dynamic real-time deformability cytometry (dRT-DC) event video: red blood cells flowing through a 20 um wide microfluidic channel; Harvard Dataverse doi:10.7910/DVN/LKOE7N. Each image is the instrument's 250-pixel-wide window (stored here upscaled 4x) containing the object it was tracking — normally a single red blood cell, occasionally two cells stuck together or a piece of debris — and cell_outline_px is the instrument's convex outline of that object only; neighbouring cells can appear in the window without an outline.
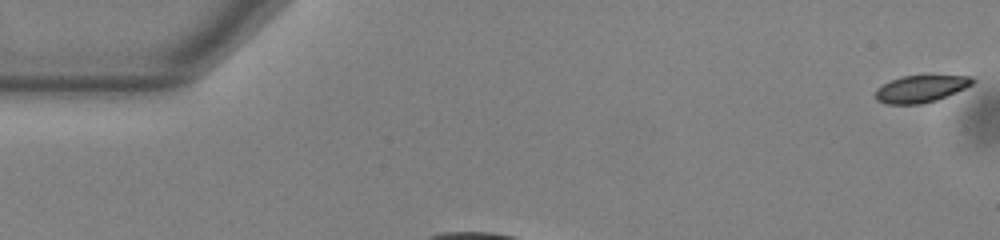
{"species": "common noctule bat (a hibernating species)", "species_latin": "Nyctalus noctula", "temperature_condition": "warm", "stored_images_in_passage": 55, "camera_frame_rate_fps": 3000, "um_per_image_px": 0.085, "animal": {"sex": "male", "body_mass_g": 13.0, "forearm_length_mm": 53.1}, "frame": {"image": 1, "passage_image": 1, "time_ms": 0.0, "image_size_px": [1000, 240], "cell_outline_px": [[976, 80], [972, 84], [964, 88], [936, 100], [920, 104], [884, 104], [876, 100], [876, 88], [892, 80], [904, 76], [932, 72], [972, 76]], "centroid_in_image_um": [78.33, 7.48], "position_along_channel_um": 6.7, "area_um2": 16.01}}
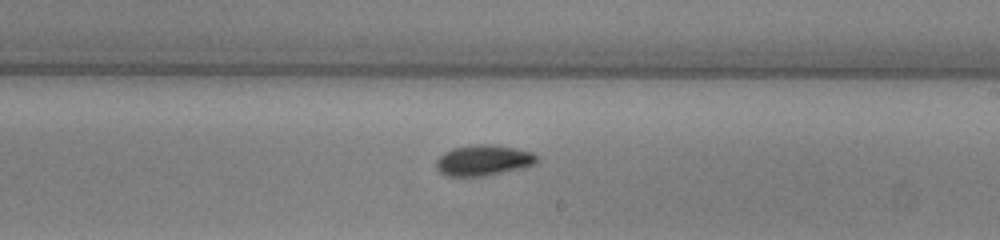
{"frame": {"image": 2, "passage_image": 32, "time_ms": 10.333, "image_size_px": [1000, 240], "cell_outline_px": [[540, 160], [536, 164], [524, 168], [484, 176], [448, 176], [440, 172], [436, 168], [436, 160], [444, 152], [452, 148], [476, 144], [496, 144], [516, 148], [532, 152]], "centroid_in_image_um": [41.12, 13.62], "position_along_channel_um": 247.9, "area_um2": 18.26}}
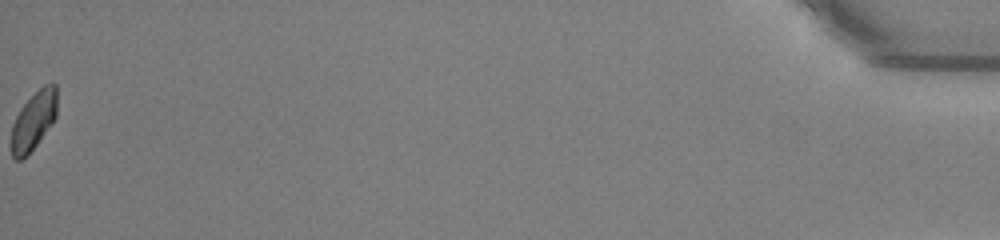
{"frame": {"image": 3, "passage_image": 55, "time_ms": 18.0, "image_size_px": [1000, 240], "cell_outline_px": [[56, 116], [52, 124], [36, 144], [20, 160], [16, 160], [12, 156], [12, 124], [20, 108], [44, 84], [52, 80], [56, 84]], "centroid_in_image_um": [2.87, 10.2], "position_along_channel_um": 432.3, "area_um2": 15.26}, "authors_computed_cell_mechanics": {"area_um2": 16.6464, "velocity_mm_per_s": 3.7941, "shape_relaxation_time_tau1_ms": 3.6258, "shape_relaxation_time_tau2_ms": null, "deformation_change_tau1": 0.1093, "deformation_change_tau2": null}}